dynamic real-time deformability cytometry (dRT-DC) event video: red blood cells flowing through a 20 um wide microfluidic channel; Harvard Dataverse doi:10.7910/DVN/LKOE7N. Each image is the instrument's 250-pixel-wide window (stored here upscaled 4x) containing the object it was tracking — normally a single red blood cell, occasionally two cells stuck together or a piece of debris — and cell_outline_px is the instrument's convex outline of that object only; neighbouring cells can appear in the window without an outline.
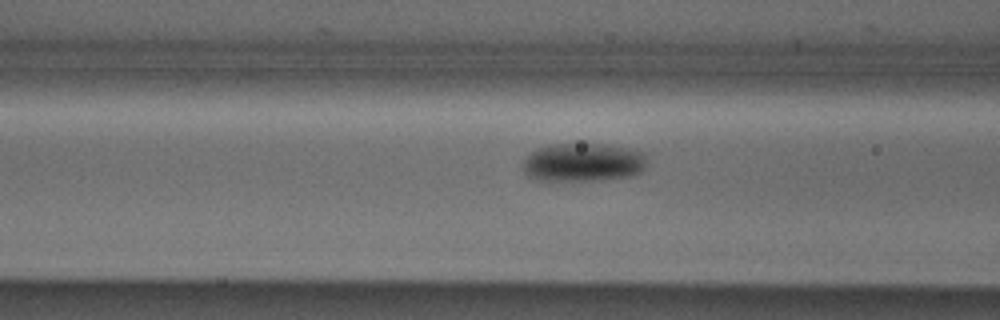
{"species": "Egyptian fruit bat (a non-hibernating species)", "species_latin": "Rousettus aegyptiacus", "temperature_condition": "cold", "stored_images_in_passage": 12, "camera_frame_rate_fps": 3000, "um_per_image_px": 0.085, "animal": {"sex": "male"}, "frame": {"image": 1, "passage_image": 10, "time_ms": 3.0, "image_size_px": [1000, 320], "cell_outline_px": [[644, 168], [640, 172], [628, 176], [600, 180], [540, 180], [528, 176], [524, 172], [520, 164], [536, 148], [552, 144], [604, 144], [628, 148], [640, 152], [644, 156]], "centroid_in_image_um": [49.5, 13.8], "position_along_channel_um": 117.1, "area_um2": 27.57}}